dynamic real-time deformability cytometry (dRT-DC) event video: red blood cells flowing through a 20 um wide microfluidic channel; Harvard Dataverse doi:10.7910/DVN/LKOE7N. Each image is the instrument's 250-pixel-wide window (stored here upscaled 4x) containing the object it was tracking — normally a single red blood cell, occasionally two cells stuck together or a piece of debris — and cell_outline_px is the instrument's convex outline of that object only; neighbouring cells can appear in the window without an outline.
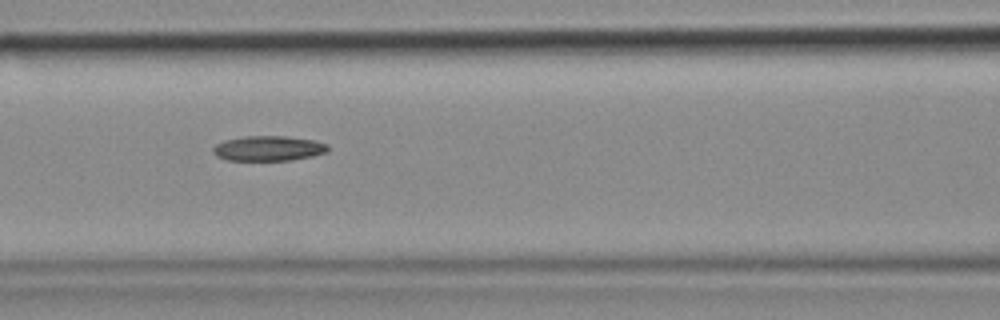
{"species": "common noctule bat (a hibernating species)", "species_latin": "Nyctalus noctula", "temperature_condition": "cold", "stored_images_in_passage": 9, "camera_frame_rate_fps": 3000, "um_per_image_px": 0.085, "animal": {"sex": "female", "body_mass_g": 18.4}, "frame": {"image": 1, "passage_image": 6, "time_ms": 1.667, "image_size_px": [1000, 320], "cell_outline_px": [[328, 152], [312, 156], [288, 160], [228, 160], [216, 156], [212, 152], [212, 148], [216, 144], [224, 140], [244, 136], [288, 136], [316, 140], [328, 144]], "centroid_in_image_um": [22.82, 12.6], "position_along_channel_um": 143.8, "area_um2": 16.88}}
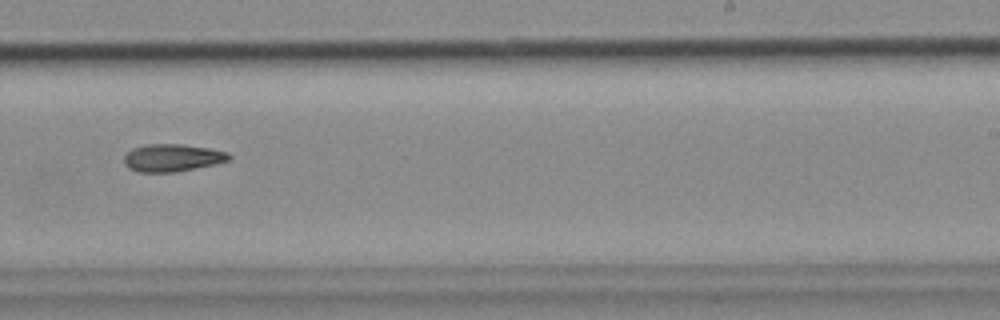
{"frame": {"image": 2, "passage_image": 9, "time_ms": 2.667, "image_size_px": [1000, 320], "cell_outline_px": [[232, 156], [228, 160], [216, 164], [176, 172], [136, 172], [128, 168], [124, 164], [124, 156], [132, 148], [144, 144], [184, 144], [208, 148], [228, 152]], "centroid_in_image_um": [14.62, 13.41], "position_along_channel_um": 274.4, "area_um2": 16.99}}